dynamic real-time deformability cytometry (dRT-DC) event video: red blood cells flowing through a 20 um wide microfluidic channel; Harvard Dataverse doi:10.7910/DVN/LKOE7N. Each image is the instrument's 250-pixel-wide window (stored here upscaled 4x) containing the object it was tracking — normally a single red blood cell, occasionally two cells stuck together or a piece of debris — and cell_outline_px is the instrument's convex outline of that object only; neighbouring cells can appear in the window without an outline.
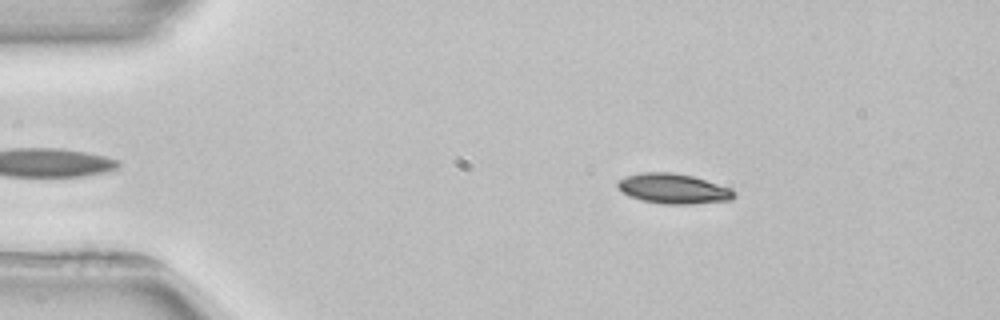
{"species": "common noctule bat (a hibernating species)", "species_latin": "Nyctalus noctula", "temperature_condition": "room temperature", "stored_images_in_passage": 4, "camera_frame_rate_fps": 3000, "um_per_image_px": 0.085, "animal": {"sex": "female", "body_mass_g": 22.7, "forearm_length_mm": 54.2}, "frame": {"image": 1, "passage_image": 2, "time_ms": 1.333, "image_size_px": [1000, 320], "cell_outline_px": [[736, 196], [732, 200], [692, 204], [664, 204], [640, 200], [628, 196], [620, 192], [616, 184], [624, 176], [644, 172], [672, 172], [692, 176], [728, 188], [736, 192]], "centroid_in_image_um": [57.19, 16.05], "position_along_channel_um": 27.8, "area_um2": 20.4}}
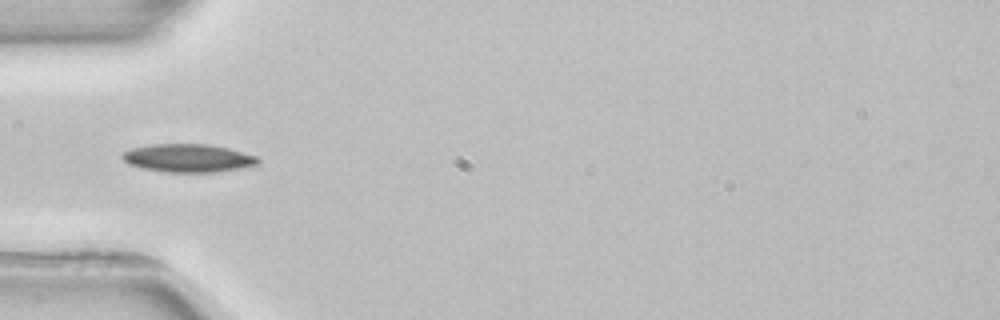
{"frame": {"image": 2, "passage_image": 4, "time_ms": 4.0, "image_size_px": [1000, 320], "cell_outline_px": [[260, 164], [240, 168], [216, 172], [164, 172], [144, 168], [128, 164], [120, 156], [124, 152], [132, 148], [152, 144], [208, 144], [228, 148], [256, 156], [260, 160]], "centroid_in_image_um": [16.0, 13.44], "position_along_channel_um": 69.0, "area_um2": 22.2}}